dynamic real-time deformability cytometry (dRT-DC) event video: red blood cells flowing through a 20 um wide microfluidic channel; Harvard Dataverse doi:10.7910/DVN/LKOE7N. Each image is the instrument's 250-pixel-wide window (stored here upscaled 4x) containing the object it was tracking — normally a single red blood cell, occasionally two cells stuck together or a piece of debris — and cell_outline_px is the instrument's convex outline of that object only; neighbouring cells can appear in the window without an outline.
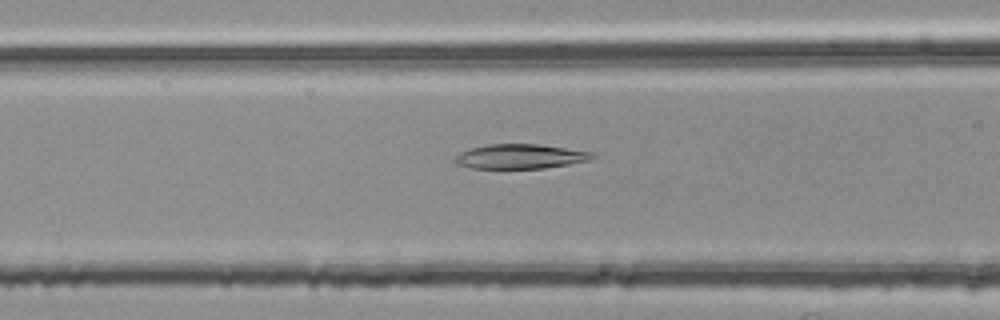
{"species": "common noctule bat (a hibernating species)", "species_latin": "Nyctalus noctula", "temperature_condition": "room temperature", "stored_images_in_passage": 47, "segment_of_instrument_passage": [2, 2], "camera_frame_rate_fps": 3000, "um_per_image_px": 0.085, "animal": {"sex": "female", "body_mass_g": 25.1}, "frame": {"image": 1, "passage_image": 21, "time_ms": 6.667, "image_size_px": [1000, 320], "cell_outline_px": [[596, 156], [592, 160], [544, 168], [472, 168], [456, 164], [452, 160], [460, 152], [472, 148], [488, 144], [536, 144], [592, 152]], "centroid_in_image_um": [44.2, 13.3], "position_along_channel_um": 122.4, "area_um2": 19.54}}
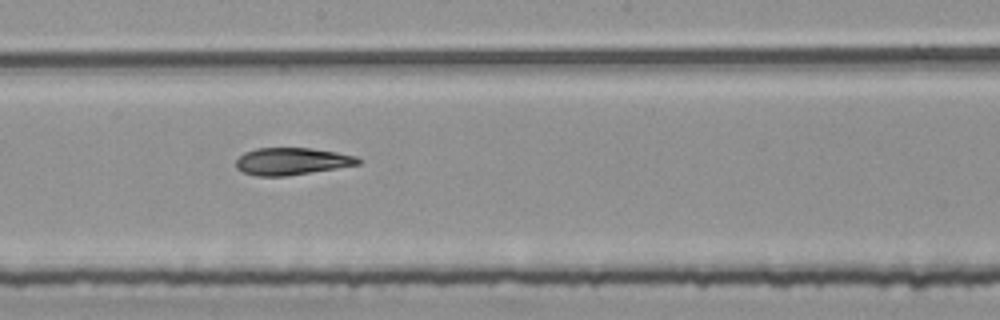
{"frame": {"image": 2, "passage_image": 29, "time_ms": 9.333, "image_size_px": [1000, 320], "cell_outline_px": [[360, 164], [288, 176], [256, 176], [244, 172], [236, 168], [236, 160], [244, 152], [256, 148], [312, 148], [336, 152], [356, 156], [360, 160]], "centroid_in_image_um": [24.78, 13.71], "position_along_channel_um": 223.4, "area_um2": 19.31}}
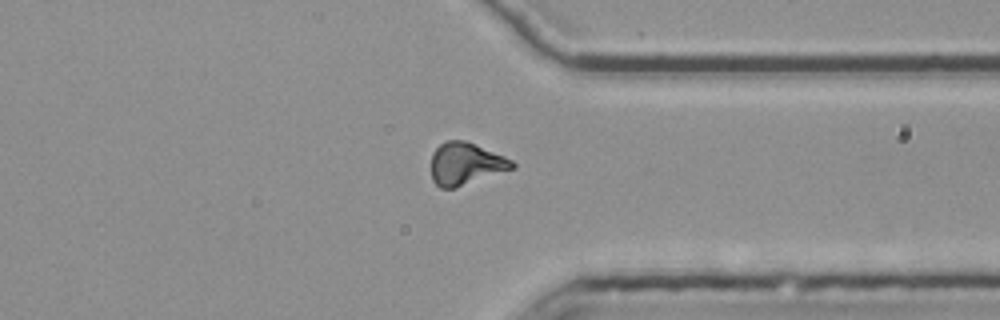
{"frame": {"image": 3, "passage_image": 41, "time_ms": 13.333, "image_size_px": [1000, 320], "cell_outline_px": [[516, 168], [456, 188], [440, 188], [432, 180], [432, 152], [440, 144], [448, 140], [464, 140], [504, 156], [512, 160], [516, 164]], "centroid_in_image_um": [39.59, 13.93], "position_along_channel_um": 371.8, "area_um2": 20.0}}